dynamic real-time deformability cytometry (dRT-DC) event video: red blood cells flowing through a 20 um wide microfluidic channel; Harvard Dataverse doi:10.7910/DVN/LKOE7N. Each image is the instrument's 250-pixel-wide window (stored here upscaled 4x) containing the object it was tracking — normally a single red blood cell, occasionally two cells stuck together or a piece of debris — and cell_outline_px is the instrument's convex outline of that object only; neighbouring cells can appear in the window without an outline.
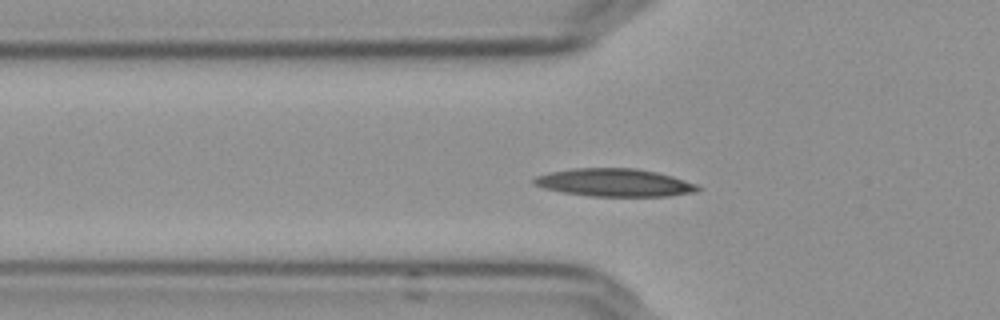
{"species": "Egyptian fruit bat (a non-hibernating species)", "species_latin": "Rousettus aegyptiacus", "temperature_condition": "cold", "stored_images_in_passage": 41, "camera_frame_rate_fps": 3000, "um_per_image_px": 0.085, "frame": {"image": 1, "passage_image": 3, "time_ms": 0.667, "image_size_px": [1000, 320], "cell_outline_px": [[700, 188], [696, 192], [668, 196], [588, 196], [560, 192], [544, 188], [532, 184], [532, 180], [536, 176], [552, 172], [576, 168], [636, 168], [656, 172], [672, 176], [696, 184]], "centroid_in_image_um": [52.21, 15.52], "position_along_channel_um": 73.6, "area_um2": 26.53}}
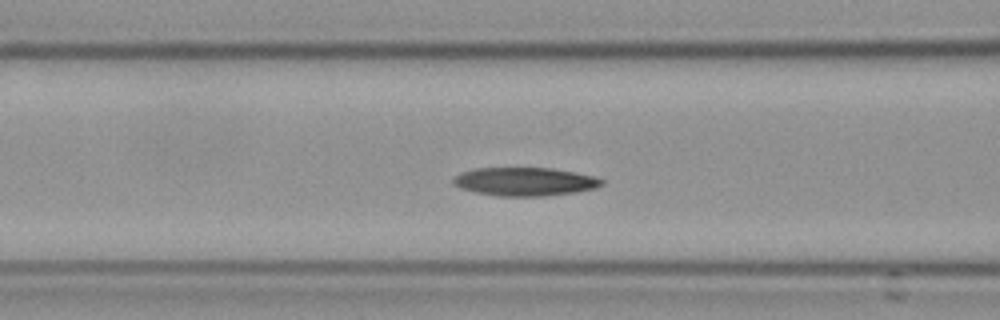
{"frame": {"image": 2, "passage_image": 7, "time_ms": 2.0, "image_size_px": [1000, 320], "cell_outline_px": [[604, 184], [596, 188], [576, 192], [544, 196], [496, 196], [476, 192], [460, 188], [452, 184], [452, 176], [460, 172], [472, 168], [552, 168], [576, 172], [596, 176], [604, 180]], "centroid_in_image_um": [44.59, 15.43], "position_along_channel_um": 122.0, "area_um2": 24.97}}
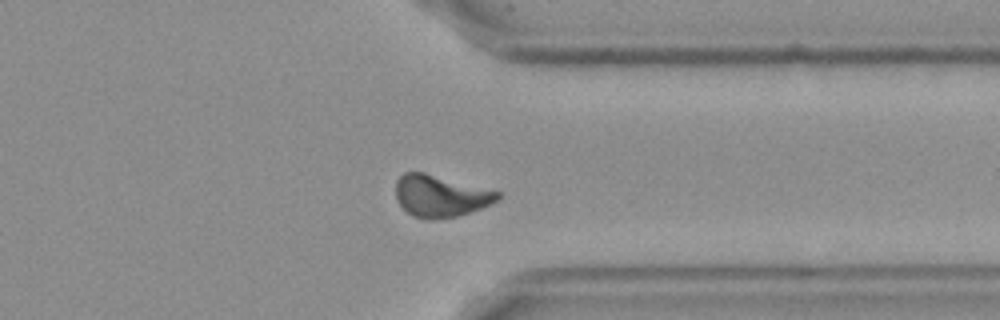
{"frame": {"image": 3, "passage_image": 28, "time_ms": 9.0, "image_size_px": [1000, 320], "cell_outline_px": [[500, 200], [492, 204], [456, 216], [432, 220], [428, 220], [412, 216], [400, 204], [396, 196], [396, 180], [404, 172], [424, 172], [500, 192]], "centroid_in_image_um": [37.43, 16.66], "position_along_channel_um": 374.0, "area_um2": 24.68}, "authors_computed_cell_mechanics": {"area_um2": 24.1604, "velocity_mm_per_s": 3.6155, "shape_relaxation_time_tau1_ms": null, "shape_relaxation_time_tau2_ms": 5.6192, "deformation_change_tau1": null, "deformation_change_tau2": 0.1021}}